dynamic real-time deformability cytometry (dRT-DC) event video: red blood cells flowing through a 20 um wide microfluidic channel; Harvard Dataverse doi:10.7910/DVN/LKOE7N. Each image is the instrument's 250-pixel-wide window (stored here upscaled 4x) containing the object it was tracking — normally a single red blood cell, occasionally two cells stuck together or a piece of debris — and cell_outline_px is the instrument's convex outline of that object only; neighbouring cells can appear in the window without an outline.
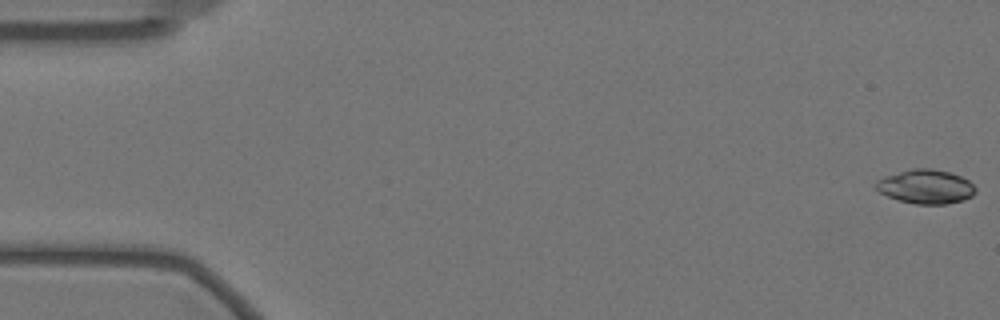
{"species": "Egyptian fruit bat (a non-hibernating species)", "species_latin": "Rousettus aegyptiacus", "temperature_condition": "warm", "stored_images_in_passage": 58, "camera_frame_rate_fps": 3000, "um_per_image_px": 0.085, "animal": {"sex": "female"}, "frame": {"image": 1, "passage_image": 1, "time_ms": 0.0, "image_size_px": [1000, 320], "cell_outline_px": [[976, 192], [972, 196], [964, 200], [944, 204], [916, 204], [900, 200], [888, 196], [880, 192], [876, 188], [876, 180], [884, 176], [912, 168], [932, 168], [948, 172], [960, 176], [968, 180], [976, 188]], "centroid_in_image_um": [78.7, 15.86], "position_along_channel_um": 6.3, "area_um2": 19.71}}
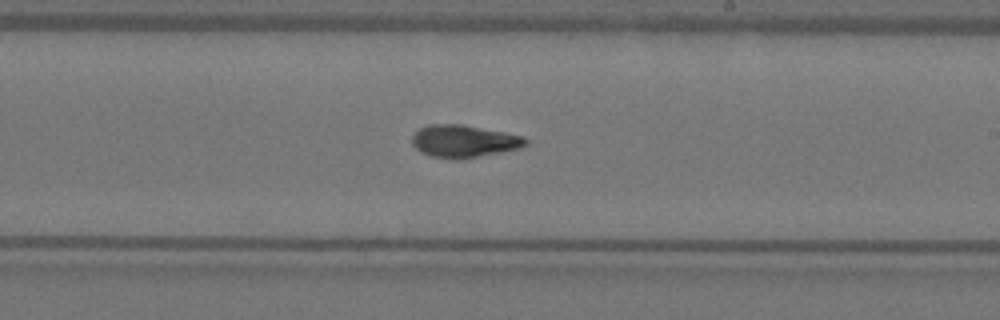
{"frame": {"image": 2, "passage_image": 34, "time_ms": 11.0, "image_size_px": [1000, 320], "cell_outline_px": [[528, 144], [520, 148], [500, 152], [452, 160], [432, 156], [420, 152], [412, 144], [412, 136], [420, 128], [428, 124], [464, 124], [524, 136], [528, 140]], "centroid_in_image_um": [39.43, 11.99], "position_along_channel_um": 249.6, "area_um2": 21.44}}
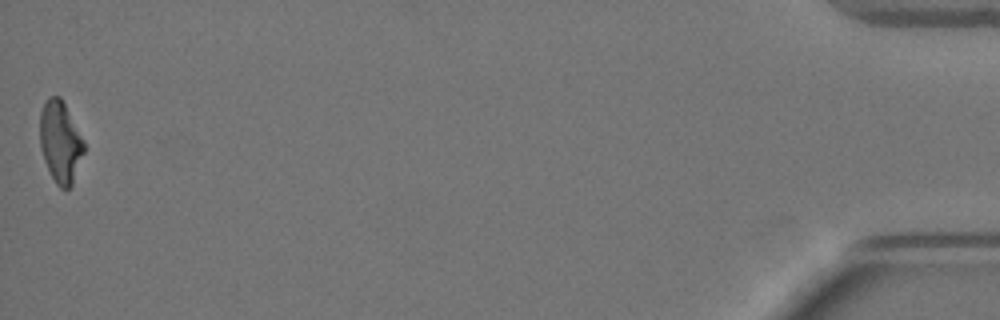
{"frame": {"image": 3, "passage_image": 58, "time_ms": 19.0, "image_size_px": [1000, 320], "cell_outline_px": [[84, 152], [72, 184], [68, 188], [60, 188], [56, 184], [44, 160], [40, 148], [40, 112], [48, 96], [60, 96], [84, 140]], "centroid_in_image_um": [5.12, 12.05], "position_along_channel_um": 430.1, "area_um2": 20.75}, "authors_computed_cell_mechanics": {"area_um2": 20.9236, "velocity_mm_per_s": 3.4966, "shape_relaxation_time_tau1_ms": 6.0704, "shape_relaxation_time_tau2_ms": 3.5064, "deformation_change_tau1": 0.1971, "deformation_change_tau2": 0.1046}}